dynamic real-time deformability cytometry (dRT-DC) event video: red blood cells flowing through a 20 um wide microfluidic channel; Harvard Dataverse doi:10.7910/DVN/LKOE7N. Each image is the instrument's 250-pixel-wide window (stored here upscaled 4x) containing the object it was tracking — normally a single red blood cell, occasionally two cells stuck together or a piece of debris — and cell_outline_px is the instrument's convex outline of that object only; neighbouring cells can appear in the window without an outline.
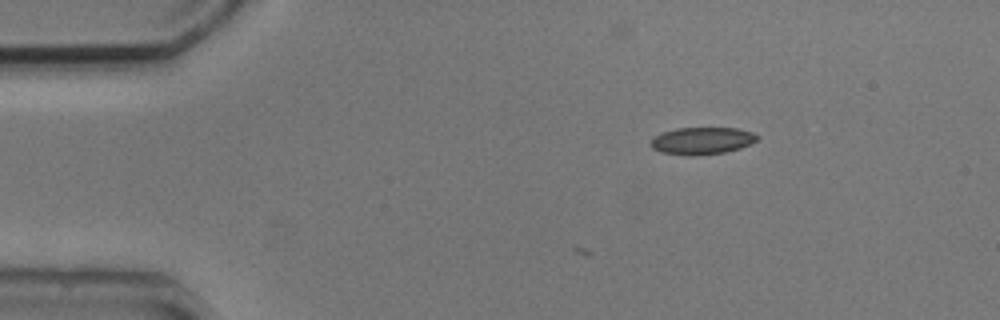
{"species": "common noctule bat (a hibernating species)", "species_latin": "Nyctalus noctula", "temperature_condition": "cold", "stored_images_in_passage": 5, "camera_frame_rate_fps": 3000, "um_per_image_px": 0.085, "animal": {"sex": "male", "body_mass_g": 20.5, "forearm_length_mm": 52.5}, "frame": {"image": 1, "passage_image": 1, "time_ms": 0.0, "image_size_px": [1000, 320], "cell_outline_px": [[760, 136], [756, 140], [740, 148], [724, 152], [692, 156], [688, 156], [660, 152], [652, 148], [652, 136], [676, 128], [736, 128], [752, 132]], "centroid_in_image_um": [59.65, 11.96], "position_along_channel_um": 25.4, "area_um2": 16.76}}